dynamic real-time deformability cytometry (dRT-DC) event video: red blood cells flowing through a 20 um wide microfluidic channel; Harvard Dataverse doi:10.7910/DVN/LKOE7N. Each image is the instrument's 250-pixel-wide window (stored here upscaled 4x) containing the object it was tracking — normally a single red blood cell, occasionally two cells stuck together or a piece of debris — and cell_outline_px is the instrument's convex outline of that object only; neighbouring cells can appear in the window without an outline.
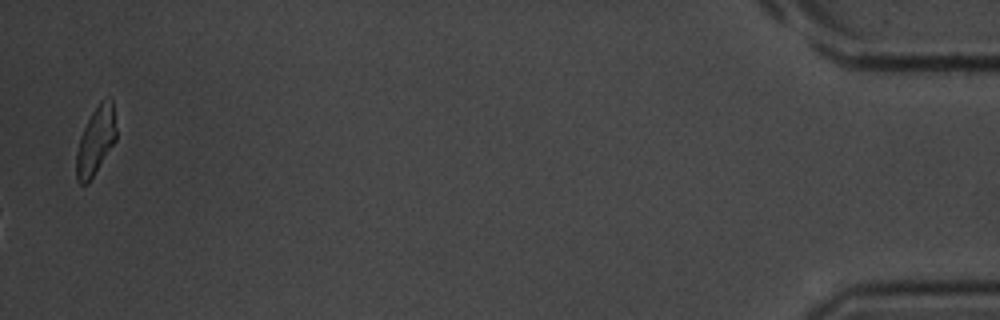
{"species": "common noctule bat (a hibernating species)", "species_latin": "Nyctalus noctula", "temperature_condition": "room temperature", "stored_images_in_passage": 34, "camera_frame_rate_fps": 3000, "um_per_image_px": 0.085, "animal": {"sex": "male", "body_mass_g": 20.1, "forearm_length_mm": 53.5}, "frame": {"image": 1, "passage_image": 34, "time_ms": 11.0, "image_size_px": [1000, 320], "cell_outline_px": [[116, 140], [88, 184], [80, 184], [76, 180], [76, 152], [80, 136], [92, 112], [100, 100], [112, 100], [116, 128]], "centroid_in_image_um": [8.12, 12.0], "position_along_channel_um": 427.1, "area_um2": 15.66}}